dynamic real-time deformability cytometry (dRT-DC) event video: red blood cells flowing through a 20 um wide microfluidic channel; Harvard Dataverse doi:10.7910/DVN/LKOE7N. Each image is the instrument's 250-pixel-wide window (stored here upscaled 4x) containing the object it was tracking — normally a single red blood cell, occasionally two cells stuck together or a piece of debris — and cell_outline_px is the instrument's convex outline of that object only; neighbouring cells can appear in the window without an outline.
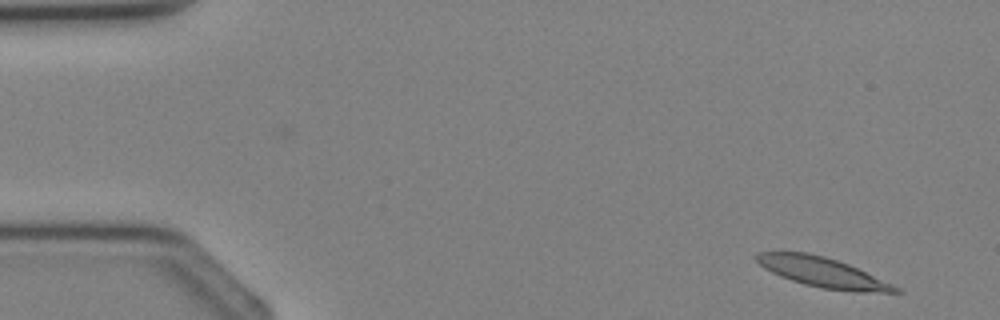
{"species": "Egyptian fruit bat (a non-hibernating species)", "species_latin": "Rousettus aegyptiacus", "temperature_condition": "cold", "stored_images_in_passage": 3, "camera_frame_rate_fps": 3000, "um_per_image_px": 0.085, "animal": {"sex": "female"}, "frame": {"image": 1, "passage_image": 1, "time_ms": 0.0, "image_size_px": [1000, 320], "cell_outline_px": [[904, 292], [852, 292], [820, 288], [804, 284], [780, 276], [764, 268], [752, 256], [756, 252], [808, 252], [824, 256], [848, 264], [892, 284], [900, 288]], "centroid_in_image_um": [69.89, 23.15], "position_along_channel_um": 15.1, "area_um2": 24.04}}